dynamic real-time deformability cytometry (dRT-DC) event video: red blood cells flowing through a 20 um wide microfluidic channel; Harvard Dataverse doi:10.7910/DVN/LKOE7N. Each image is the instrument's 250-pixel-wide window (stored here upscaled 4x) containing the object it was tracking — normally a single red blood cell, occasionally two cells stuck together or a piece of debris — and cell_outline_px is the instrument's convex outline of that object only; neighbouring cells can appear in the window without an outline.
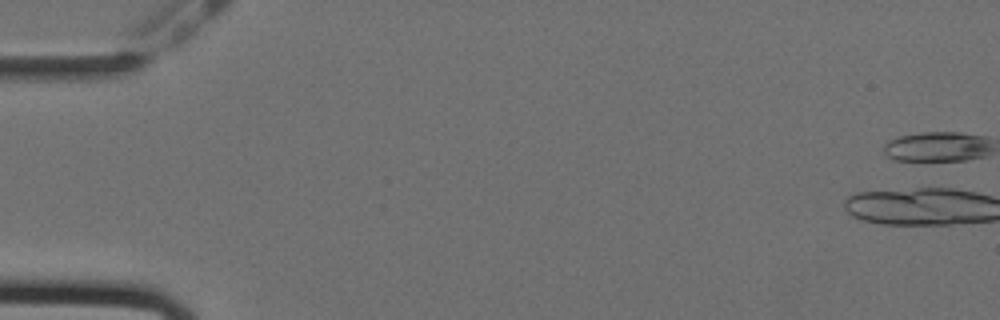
{"species": "Egyptian fruit bat (a non-hibernating species)", "species_latin": "Rousettus aegyptiacus", "temperature_condition": "cold", "stored_images_in_passage": 10, "camera_frame_rate_fps": 3000, "um_per_image_px": 0.085, "animal": {"sex": "female"}, "frame": {"image": 1, "passage_image": 1, "time_ms": 0.0, "image_size_px": [1000, 320], "cell_outline_px": [[976, 148], [952, 160], [908, 160], [912, 136], [968, 136]], "centroid_in_image_um": [79.85, 12.54], "position_along_channel_um": 5.2, "area_um2": 10.06}}